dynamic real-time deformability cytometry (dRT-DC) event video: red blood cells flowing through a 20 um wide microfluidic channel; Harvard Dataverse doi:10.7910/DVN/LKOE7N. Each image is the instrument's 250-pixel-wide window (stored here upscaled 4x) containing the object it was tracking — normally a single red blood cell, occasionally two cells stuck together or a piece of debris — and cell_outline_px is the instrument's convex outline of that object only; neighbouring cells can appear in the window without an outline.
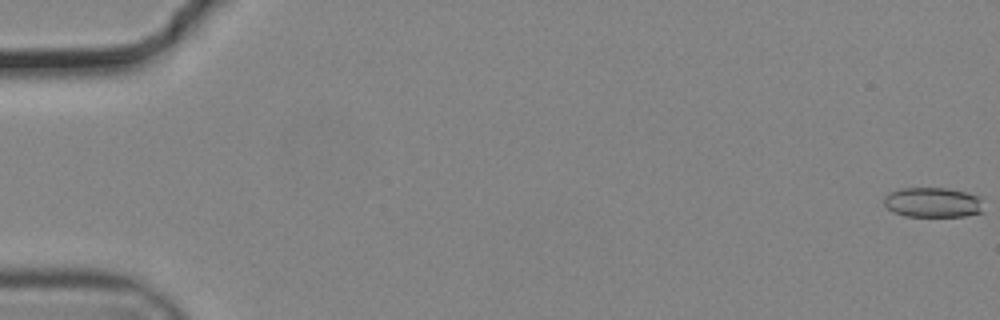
{"species": "common noctule bat (a hibernating species)", "species_latin": "Nyctalus noctula", "temperature_condition": "cold", "stored_images_in_passage": 5, "camera_frame_rate_fps": 3000, "um_per_image_px": 0.085, "animal": {"sex": "male", "body_mass_g": 19.2, "forearm_length_mm": 51.8}, "frame": {"image": 1, "passage_image": 1, "time_ms": 0.0, "image_size_px": [1000, 320], "cell_outline_px": [[984, 212], [964, 216], [904, 216], [892, 212], [884, 204], [884, 196], [888, 192], [904, 188], [944, 188], [968, 192], [980, 196]], "centroid_in_image_um": [79.3, 17.2], "position_along_channel_um": 5.7, "area_um2": 17.57}}